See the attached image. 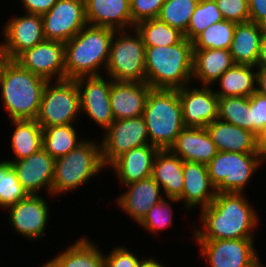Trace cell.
<instances>
[{"mask_svg": "<svg viewBox=\"0 0 266 267\" xmlns=\"http://www.w3.org/2000/svg\"><path fill=\"white\" fill-rule=\"evenodd\" d=\"M248 201L245 193H217L212 203L200 210L201 227L192 229L193 240L255 238L260 216Z\"/></svg>", "mask_w": 266, "mask_h": 267, "instance_id": "obj_1", "label": "cell"}, {"mask_svg": "<svg viewBox=\"0 0 266 267\" xmlns=\"http://www.w3.org/2000/svg\"><path fill=\"white\" fill-rule=\"evenodd\" d=\"M114 32L115 30L107 27L87 24L66 42L64 54L66 79L101 76V72L105 73Z\"/></svg>", "mask_w": 266, "mask_h": 267, "instance_id": "obj_2", "label": "cell"}, {"mask_svg": "<svg viewBox=\"0 0 266 267\" xmlns=\"http://www.w3.org/2000/svg\"><path fill=\"white\" fill-rule=\"evenodd\" d=\"M146 82L155 89H180L193 84V45L184 38L171 46L146 47Z\"/></svg>", "mask_w": 266, "mask_h": 267, "instance_id": "obj_3", "label": "cell"}, {"mask_svg": "<svg viewBox=\"0 0 266 267\" xmlns=\"http://www.w3.org/2000/svg\"><path fill=\"white\" fill-rule=\"evenodd\" d=\"M48 80L11 60L0 79L3 107L10 120H35Z\"/></svg>", "mask_w": 266, "mask_h": 267, "instance_id": "obj_4", "label": "cell"}, {"mask_svg": "<svg viewBox=\"0 0 266 267\" xmlns=\"http://www.w3.org/2000/svg\"><path fill=\"white\" fill-rule=\"evenodd\" d=\"M142 116L147 126L150 145L159 150L170 149L185 128L176 89L152 88Z\"/></svg>", "mask_w": 266, "mask_h": 267, "instance_id": "obj_5", "label": "cell"}, {"mask_svg": "<svg viewBox=\"0 0 266 267\" xmlns=\"http://www.w3.org/2000/svg\"><path fill=\"white\" fill-rule=\"evenodd\" d=\"M85 139L71 152L55 159L51 197L76 191L106 168L101 143Z\"/></svg>", "mask_w": 266, "mask_h": 267, "instance_id": "obj_6", "label": "cell"}, {"mask_svg": "<svg viewBox=\"0 0 266 267\" xmlns=\"http://www.w3.org/2000/svg\"><path fill=\"white\" fill-rule=\"evenodd\" d=\"M145 52L143 38L135 28L115 31L105 69L107 77L117 82H146Z\"/></svg>", "mask_w": 266, "mask_h": 267, "instance_id": "obj_7", "label": "cell"}, {"mask_svg": "<svg viewBox=\"0 0 266 267\" xmlns=\"http://www.w3.org/2000/svg\"><path fill=\"white\" fill-rule=\"evenodd\" d=\"M261 164L264 165L261 153L218 151L207 166L216 193H244Z\"/></svg>", "mask_w": 266, "mask_h": 267, "instance_id": "obj_8", "label": "cell"}, {"mask_svg": "<svg viewBox=\"0 0 266 267\" xmlns=\"http://www.w3.org/2000/svg\"><path fill=\"white\" fill-rule=\"evenodd\" d=\"M80 115V94L76 80L48 81L35 119L41 127L74 124Z\"/></svg>", "mask_w": 266, "mask_h": 267, "instance_id": "obj_9", "label": "cell"}, {"mask_svg": "<svg viewBox=\"0 0 266 267\" xmlns=\"http://www.w3.org/2000/svg\"><path fill=\"white\" fill-rule=\"evenodd\" d=\"M210 267H264L255 249L254 238L194 240Z\"/></svg>", "mask_w": 266, "mask_h": 267, "instance_id": "obj_10", "label": "cell"}, {"mask_svg": "<svg viewBox=\"0 0 266 267\" xmlns=\"http://www.w3.org/2000/svg\"><path fill=\"white\" fill-rule=\"evenodd\" d=\"M101 152L106 168L123 153L150 144L143 116L115 120L103 132Z\"/></svg>", "mask_w": 266, "mask_h": 267, "instance_id": "obj_11", "label": "cell"}, {"mask_svg": "<svg viewBox=\"0 0 266 267\" xmlns=\"http://www.w3.org/2000/svg\"><path fill=\"white\" fill-rule=\"evenodd\" d=\"M41 16L45 40L66 43L87 25L85 0H57Z\"/></svg>", "mask_w": 266, "mask_h": 267, "instance_id": "obj_12", "label": "cell"}, {"mask_svg": "<svg viewBox=\"0 0 266 267\" xmlns=\"http://www.w3.org/2000/svg\"><path fill=\"white\" fill-rule=\"evenodd\" d=\"M80 94L81 114L98 124L104 132L115 121L110 103L112 79L101 76H81L75 79Z\"/></svg>", "mask_w": 266, "mask_h": 267, "instance_id": "obj_13", "label": "cell"}, {"mask_svg": "<svg viewBox=\"0 0 266 267\" xmlns=\"http://www.w3.org/2000/svg\"><path fill=\"white\" fill-rule=\"evenodd\" d=\"M64 54L65 43L44 40L20 53L14 61L48 81L63 80L66 79Z\"/></svg>", "mask_w": 266, "mask_h": 267, "instance_id": "obj_14", "label": "cell"}, {"mask_svg": "<svg viewBox=\"0 0 266 267\" xmlns=\"http://www.w3.org/2000/svg\"><path fill=\"white\" fill-rule=\"evenodd\" d=\"M42 195H29L7 208L9 224L15 233L28 240H38L45 235L50 208Z\"/></svg>", "mask_w": 266, "mask_h": 267, "instance_id": "obj_15", "label": "cell"}, {"mask_svg": "<svg viewBox=\"0 0 266 267\" xmlns=\"http://www.w3.org/2000/svg\"><path fill=\"white\" fill-rule=\"evenodd\" d=\"M211 87L190 84L178 89L185 127L206 128L218 119L219 97Z\"/></svg>", "mask_w": 266, "mask_h": 267, "instance_id": "obj_16", "label": "cell"}, {"mask_svg": "<svg viewBox=\"0 0 266 267\" xmlns=\"http://www.w3.org/2000/svg\"><path fill=\"white\" fill-rule=\"evenodd\" d=\"M17 178L29 195L52 193L55 159L43 148L29 157L10 161Z\"/></svg>", "mask_w": 266, "mask_h": 267, "instance_id": "obj_17", "label": "cell"}, {"mask_svg": "<svg viewBox=\"0 0 266 267\" xmlns=\"http://www.w3.org/2000/svg\"><path fill=\"white\" fill-rule=\"evenodd\" d=\"M2 27V42L11 60L45 40L40 14L25 12L23 16L17 15L9 19Z\"/></svg>", "mask_w": 266, "mask_h": 267, "instance_id": "obj_18", "label": "cell"}, {"mask_svg": "<svg viewBox=\"0 0 266 267\" xmlns=\"http://www.w3.org/2000/svg\"><path fill=\"white\" fill-rule=\"evenodd\" d=\"M126 191L115 200L125 214L139 224L150 208L165 198L162 188L152 178L124 185ZM117 201V202H116Z\"/></svg>", "mask_w": 266, "mask_h": 267, "instance_id": "obj_19", "label": "cell"}, {"mask_svg": "<svg viewBox=\"0 0 266 267\" xmlns=\"http://www.w3.org/2000/svg\"><path fill=\"white\" fill-rule=\"evenodd\" d=\"M184 186L177 198L187 210H200L209 206L216 197L215 187L211 183L208 166L203 163L183 161Z\"/></svg>", "mask_w": 266, "mask_h": 267, "instance_id": "obj_20", "label": "cell"}, {"mask_svg": "<svg viewBox=\"0 0 266 267\" xmlns=\"http://www.w3.org/2000/svg\"><path fill=\"white\" fill-rule=\"evenodd\" d=\"M152 87L147 82H117L112 80L110 103L115 120L143 115Z\"/></svg>", "mask_w": 266, "mask_h": 267, "instance_id": "obj_21", "label": "cell"}, {"mask_svg": "<svg viewBox=\"0 0 266 267\" xmlns=\"http://www.w3.org/2000/svg\"><path fill=\"white\" fill-rule=\"evenodd\" d=\"M158 148L150 144L135 147L123 153L108 167L122 186L151 177L153 161Z\"/></svg>", "mask_w": 266, "mask_h": 267, "instance_id": "obj_22", "label": "cell"}, {"mask_svg": "<svg viewBox=\"0 0 266 267\" xmlns=\"http://www.w3.org/2000/svg\"><path fill=\"white\" fill-rule=\"evenodd\" d=\"M88 25L115 31L132 29L130 0H85Z\"/></svg>", "mask_w": 266, "mask_h": 267, "instance_id": "obj_23", "label": "cell"}, {"mask_svg": "<svg viewBox=\"0 0 266 267\" xmlns=\"http://www.w3.org/2000/svg\"><path fill=\"white\" fill-rule=\"evenodd\" d=\"M206 130L220 152L260 153L258 137L249 130L220 119L208 124Z\"/></svg>", "mask_w": 266, "mask_h": 267, "instance_id": "obj_24", "label": "cell"}, {"mask_svg": "<svg viewBox=\"0 0 266 267\" xmlns=\"http://www.w3.org/2000/svg\"><path fill=\"white\" fill-rule=\"evenodd\" d=\"M170 150L183 161L208 164L218 153L206 128L185 127Z\"/></svg>", "mask_w": 266, "mask_h": 267, "instance_id": "obj_25", "label": "cell"}, {"mask_svg": "<svg viewBox=\"0 0 266 267\" xmlns=\"http://www.w3.org/2000/svg\"><path fill=\"white\" fill-rule=\"evenodd\" d=\"M151 177L168 198H178L183 191V160L170 149L158 150L155 155Z\"/></svg>", "mask_w": 266, "mask_h": 267, "instance_id": "obj_26", "label": "cell"}, {"mask_svg": "<svg viewBox=\"0 0 266 267\" xmlns=\"http://www.w3.org/2000/svg\"><path fill=\"white\" fill-rule=\"evenodd\" d=\"M235 65L229 49L193 50L192 79L202 86H211Z\"/></svg>", "mask_w": 266, "mask_h": 267, "instance_id": "obj_27", "label": "cell"}, {"mask_svg": "<svg viewBox=\"0 0 266 267\" xmlns=\"http://www.w3.org/2000/svg\"><path fill=\"white\" fill-rule=\"evenodd\" d=\"M264 30V26L251 21L236 23L233 40L229 49L235 64L256 65Z\"/></svg>", "mask_w": 266, "mask_h": 267, "instance_id": "obj_28", "label": "cell"}, {"mask_svg": "<svg viewBox=\"0 0 266 267\" xmlns=\"http://www.w3.org/2000/svg\"><path fill=\"white\" fill-rule=\"evenodd\" d=\"M257 68L253 65L235 64L226 70L215 82L219 89L214 90L219 98L231 96L250 97L257 91Z\"/></svg>", "mask_w": 266, "mask_h": 267, "instance_id": "obj_29", "label": "cell"}, {"mask_svg": "<svg viewBox=\"0 0 266 267\" xmlns=\"http://www.w3.org/2000/svg\"><path fill=\"white\" fill-rule=\"evenodd\" d=\"M11 124L15 126L10 141L14 160L7 161L29 157L43 148V129L36 120H11Z\"/></svg>", "mask_w": 266, "mask_h": 267, "instance_id": "obj_30", "label": "cell"}, {"mask_svg": "<svg viewBox=\"0 0 266 267\" xmlns=\"http://www.w3.org/2000/svg\"><path fill=\"white\" fill-rule=\"evenodd\" d=\"M53 257L58 267H104V254L88 237H79Z\"/></svg>", "mask_w": 266, "mask_h": 267, "instance_id": "obj_31", "label": "cell"}, {"mask_svg": "<svg viewBox=\"0 0 266 267\" xmlns=\"http://www.w3.org/2000/svg\"><path fill=\"white\" fill-rule=\"evenodd\" d=\"M43 129V149L54 159L65 156L75 149L84 138L79 140L74 124L51 126Z\"/></svg>", "mask_w": 266, "mask_h": 267, "instance_id": "obj_32", "label": "cell"}, {"mask_svg": "<svg viewBox=\"0 0 266 267\" xmlns=\"http://www.w3.org/2000/svg\"><path fill=\"white\" fill-rule=\"evenodd\" d=\"M135 29L142 36L145 47L171 46L185 38L180 30L171 27L159 18L141 21L135 25Z\"/></svg>", "mask_w": 266, "mask_h": 267, "instance_id": "obj_33", "label": "cell"}, {"mask_svg": "<svg viewBox=\"0 0 266 267\" xmlns=\"http://www.w3.org/2000/svg\"><path fill=\"white\" fill-rule=\"evenodd\" d=\"M236 23L223 20L214 23L198 34L193 40V50L230 49Z\"/></svg>", "mask_w": 266, "mask_h": 267, "instance_id": "obj_34", "label": "cell"}, {"mask_svg": "<svg viewBox=\"0 0 266 267\" xmlns=\"http://www.w3.org/2000/svg\"><path fill=\"white\" fill-rule=\"evenodd\" d=\"M29 194L17 178L10 161H0V208L7 209Z\"/></svg>", "mask_w": 266, "mask_h": 267, "instance_id": "obj_35", "label": "cell"}, {"mask_svg": "<svg viewBox=\"0 0 266 267\" xmlns=\"http://www.w3.org/2000/svg\"><path fill=\"white\" fill-rule=\"evenodd\" d=\"M199 0H165L158 18L183 34Z\"/></svg>", "mask_w": 266, "mask_h": 267, "instance_id": "obj_36", "label": "cell"}, {"mask_svg": "<svg viewBox=\"0 0 266 267\" xmlns=\"http://www.w3.org/2000/svg\"><path fill=\"white\" fill-rule=\"evenodd\" d=\"M218 119L250 131L249 97L219 98Z\"/></svg>", "mask_w": 266, "mask_h": 267, "instance_id": "obj_37", "label": "cell"}, {"mask_svg": "<svg viewBox=\"0 0 266 267\" xmlns=\"http://www.w3.org/2000/svg\"><path fill=\"white\" fill-rule=\"evenodd\" d=\"M224 18L218 9L215 0H199L191 16L184 37L192 41L198 34L214 23Z\"/></svg>", "mask_w": 266, "mask_h": 267, "instance_id": "obj_38", "label": "cell"}, {"mask_svg": "<svg viewBox=\"0 0 266 267\" xmlns=\"http://www.w3.org/2000/svg\"><path fill=\"white\" fill-rule=\"evenodd\" d=\"M176 202L179 203L180 201L177 198L165 197L150 208L149 212L138 225L148 231V233H152L156 236L159 231L172 226L174 219L172 203Z\"/></svg>", "mask_w": 266, "mask_h": 267, "instance_id": "obj_39", "label": "cell"}, {"mask_svg": "<svg viewBox=\"0 0 266 267\" xmlns=\"http://www.w3.org/2000/svg\"><path fill=\"white\" fill-rule=\"evenodd\" d=\"M250 131L258 138L266 128V96L255 91L249 97Z\"/></svg>", "mask_w": 266, "mask_h": 267, "instance_id": "obj_40", "label": "cell"}, {"mask_svg": "<svg viewBox=\"0 0 266 267\" xmlns=\"http://www.w3.org/2000/svg\"><path fill=\"white\" fill-rule=\"evenodd\" d=\"M165 0H130L132 28L141 21L158 18Z\"/></svg>", "mask_w": 266, "mask_h": 267, "instance_id": "obj_41", "label": "cell"}, {"mask_svg": "<svg viewBox=\"0 0 266 267\" xmlns=\"http://www.w3.org/2000/svg\"><path fill=\"white\" fill-rule=\"evenodd\" d=\"M224 20L235 23L250 21L249 6L244 0H215Z\"/></svg>", "mask_w": 266, "mask_h": 267, "instance_id": "obj_42", "label": "cell"}, {"mask_svg": "<svg viewBox=\"0 0 266 267\" xmlns=\"http://www.w3.org/2000/svg\"><path fill=\"white\" fill-rule=\"evenodd\" d=\"M144 259V257L140 259L126 245L114 246L107 255H104V267H140Z\"/></svg>", "mask_w": 266, "mask_h": 267, "instance_id": "obj_43", "label": "cell"}, {"mask_svg": "<svg viewBox=\"0 0 266 267\" xmlns=\"http://www.w3.org/2000/svg\"><path fill=\"white\" fill-rule=\"evenodd\" d=\"M250 21L266 28V0H250Z\"/></svg>", "mask_w": 266, "mask_h": 267, "instance_id": "obj_44", "label": "cell"}, {"mask_svg": "<svg viewBox=\"0 0 266 267\" xmlns=\"http://www.w3.org/2000/svg\"><path fill=\"white\" fill-rule=\"evenodd\" d=\"M20 2L25 12L43 15L54 6L57 0H20Z\"/></svg>", "mask_w": 266, "mask_h": 267, "instance_id": "obj_45", "label": "cell"}, {"mask_svg": "<svg viewBox=\"0 0 266 267\" xmlns=\"http://www.w3.org/2000/svg\"><path fill=\"white\" fill-rule=\"evenodd\" d=\"M255 67L258 69H266V28L262 33L259 54Z\"/></svg>", "mask_w": 266, "mask_h": 267, "instance_id": "obj_46", "label": "cell"}, {"mask_svg": "<svg viewBox=\"0 0 266 267\" xmlns=\"http://www.w3.org/2000/svg\"><path fill=\"white\" fill-rule=\"evenodd\" d=\"M257 92L266 96V69H257Z\"/></svg>", "mask_w": 266, "mask_h": 267, "instance_id": "obj_47", "label": "cell"}, {"mask_svg": "<svg viewBox=\"0 0 266 267\" xmlns=\"http://www.w3.org/2000/svg\"><path fill=\"white\" fill-rule=\"evenodd\" d=\"M11 61L8 52L5 49V46L3 45V42L0 43V79L2 77L3 71L6 67V65Z\"/></svg>", "mask_w": 266, "mask_h": 267, "instance_id": "obj_48", "label": "cell"}, {"mask_svg": "<svg viewBox=\"0 0 266 267\" xmlns=\"http://www.w3.org/2000/svg\"><path fill=\"white\" fill-rule=\"evenodd\" d=\"M140 267H167V266L163 265L162 262L160 263V261H157L156 259H154V256H153L151 258L145 257Z\"/></svg>", "mask_w": 266, "mask_h": 267, "instance_id": "obj_49", "label": "cell"}, {"mask_svg": "<svg viewBox=\"0 0 266 267\" xmlns=\"http://www.w3.org/2000/svg\"><path fill=\"white\" fill-rule=\"evenodd\" d=\"M258 148L264 159L266 157V128L265 131L258 138Z\"/></svg>", "mask_w": 266, "mask_h": 267, "instance_id": "obj_50", "label": "cell"}, {"mask_svg": "<svg viewBox=\"0 0 266 267\" xmlns=\"http://www.w3.org/2000/svg\"><path fill=\"white\" fill-rule=\"evenodd\" d=\"M39 267H58V266L53 259H50L47 262H45V264L44 263H43V265L41 264V266H39Z\"/></svg>", "mask_w": 266, "mask_h": 267, "instance_id": "obj_51", "label": "cell"}]
</instances>
